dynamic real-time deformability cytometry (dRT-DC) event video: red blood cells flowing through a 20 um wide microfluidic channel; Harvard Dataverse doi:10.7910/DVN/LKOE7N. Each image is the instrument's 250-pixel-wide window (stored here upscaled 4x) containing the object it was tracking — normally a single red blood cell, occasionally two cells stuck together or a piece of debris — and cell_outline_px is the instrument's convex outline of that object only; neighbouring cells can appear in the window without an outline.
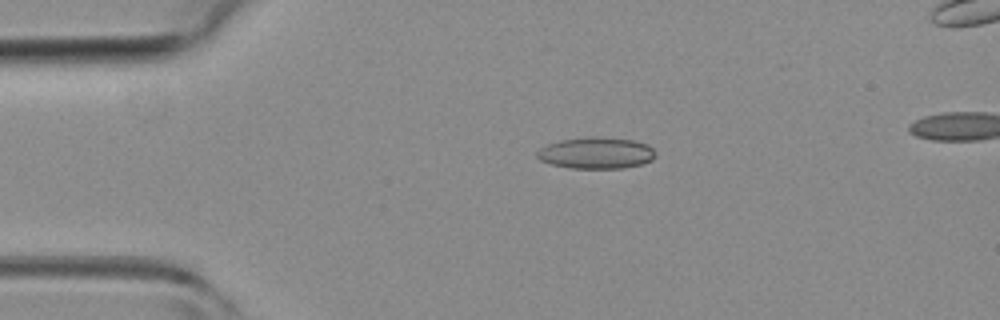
{"species": "common noctule bat (a hibernating species)", "species_latin": "Nyctalus noctula", "temperature_condition": "room temperature", "stored_images_in_passage": 4, "camera_frame_rate_fps": 3000, "um_per_image_px": 0.085, "animal": {"sex": "female", "body_mass_g": 19.3, "forearm_length_mm": 54.1}, "frame": {"image": 1, "passage_image": 3, "time_ms": 2.333, "image_size_px": [1000, 320], "cell_outline_px": [[656, 156], [652, 160], [640, 164], [624, 168], [572, 168], [552, 164], [540, 160], [536, 156], [536, 152], [540, 148], [548, 144], [560, 140], [588, 136], [596, 136], [632, 140], [648, 144], [656, 152]], "centroid_in_image_um": [50.68, 12.99], "position_along_channel_um": 34.3, "area_um2": 21.79}}